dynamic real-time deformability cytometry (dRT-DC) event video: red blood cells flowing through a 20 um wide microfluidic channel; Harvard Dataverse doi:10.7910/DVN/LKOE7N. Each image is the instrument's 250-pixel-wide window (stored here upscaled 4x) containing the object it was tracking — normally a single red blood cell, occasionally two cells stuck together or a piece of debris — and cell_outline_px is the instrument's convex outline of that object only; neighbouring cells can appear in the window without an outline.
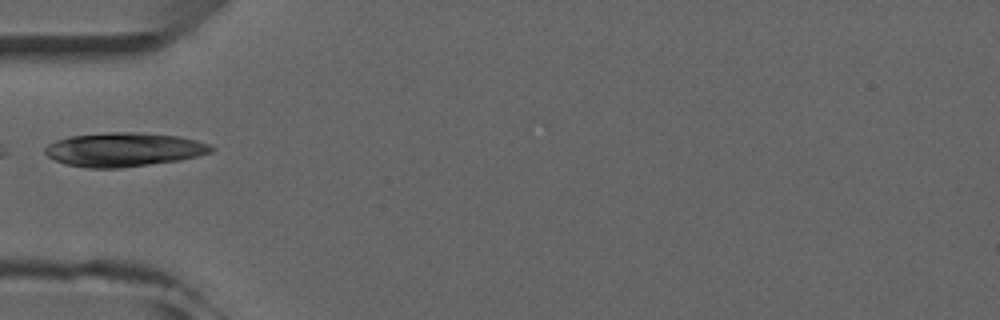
{"species": "common noctule bat (a hibernating species)", "species_latin": "Nyctalus noctula", "temperature_condition": "room temperature", "stored_images_in_passage": 6, "camera_frame_rate_fps": 3000, "um_per_image_px": 0.085, "animal": {"sex": "male", "forearm_length_mm": 52.5}, "frame": {"image": 1, "passage_image": 4, "time_ms": 4.667, "image_size_px": [1000, 320], "cell_outline_px": [[216, 148], [212, 152], [180, 160], [120, 168], [88, 168], [68, 164], [56, 160], [48, 156], [44, 152], [44, 148], [48, 144], [56, 140], [72, 136], [108, 132], [136, 132], [180, 136], [196, 140], [208, 144]], "centroid_in_image_um": [10.54, 12.71], "position_along_channel_um": 74.5, "area_um2": 32.71}}
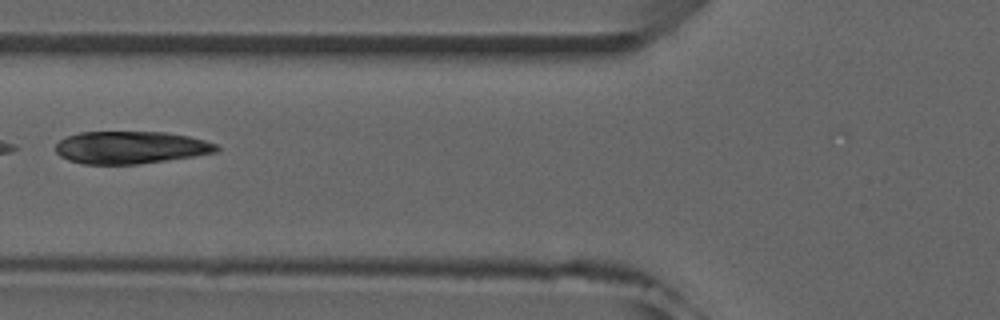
{"frame": {"image": 2, "passage_image": 5, "time_ms": 5.667, "image_size_px": [1000, 320], "cell_outline_px": [[220, 148], [216, 152], [192, 156], [136, 164], [84, 164], [68, 160], [60, 156], [56, 152], [56, 144], [60, 140], [68, 136], [80, 132], [164, 132], [188, 136], [204, 140], [216, 144]], "centroid_in_image_um": [11.08, 12.53], "position_along_channel_um": 114.7, "area_um2": 30.17}}
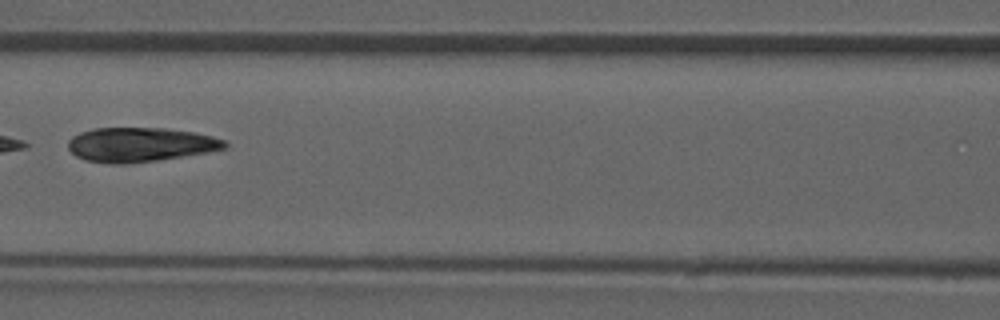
{"frame": {"image": 3, "passage_image": 6, "time_ms": 6.667, "image_size_px": [1000, 320], "cell_outline_px": [[228, 148], [208, 152], [156, 160], [128, 164], [112, 164], [84, 160], [76, 156], [68, 148], [68, 140], [72, 136], [80, 132], [92, 128], [164, 128], [196, 132], [212, 136], [224, 140], [228, 144]], "centroid_in_image_um": [11.91, 12.29], "position_along_channel_um": 154.7, "area_um2": 31.5}}